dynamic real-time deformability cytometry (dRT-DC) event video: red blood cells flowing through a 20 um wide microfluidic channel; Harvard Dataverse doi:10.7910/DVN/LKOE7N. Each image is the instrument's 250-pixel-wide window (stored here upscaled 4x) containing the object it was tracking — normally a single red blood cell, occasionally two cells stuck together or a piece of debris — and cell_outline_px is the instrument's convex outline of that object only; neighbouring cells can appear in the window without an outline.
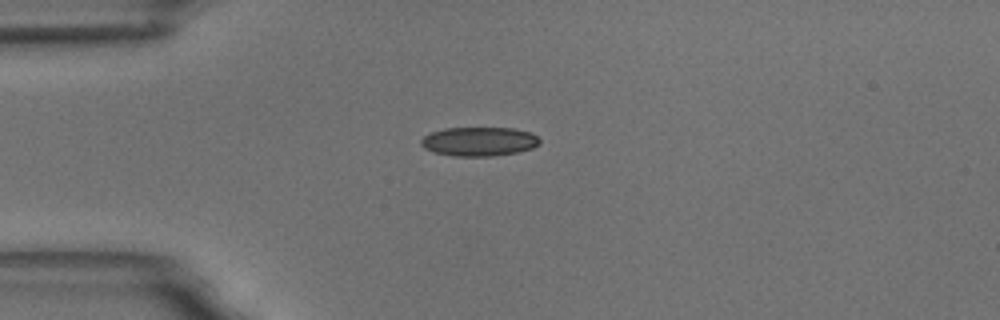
{"species": "common noctule bat (a hibernating species)", "species_latin": "Nyctalus noctula", "temperature_condition": "room temperature", "stored_images_in_passage": 44, "camera_frame_rate_fps": 3000, "um_per_image_px": 0.085, "animal": {"sex": "male", "body_mass_g": 18.8}, "frame": {"image": 1, "passage_image": 1, "time_ms": 0.0, "image_size_px": [1000, 320], "cell_outline_px": [[540, 144], [532, 148], [516, 152], [492, 156], [452, 156], [432, 152], [424, 148], [420, 144], [420, 140], [424, 136], [432, 132], [444, 128], [516, 128], [528, 132], [536, 136], [540, 140]], "centroid_in_image_um": [40.69, 12.03], "position_along_channel_um": 44.3, "area_um2": 20.11}}
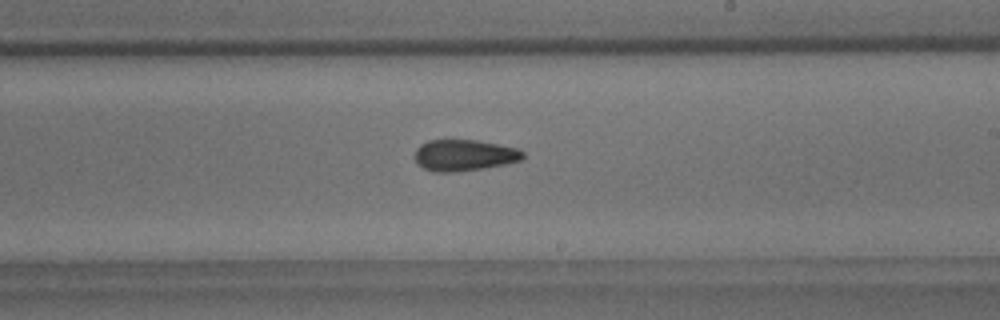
{"frame": {"image": 2, "passage_image": 20, "time_ms": 6.333, "image_size_px": [1000, 320], "cell_outline_px": [[524, 156], [520, 160], [504, 164], [484, 168], [456, 172], [432, 172], [424, 168], [416, 160], [416, 148], [420, 144], [428, 140], [480, 140], [516, 148], [524, 152]], "centroid_in_image_um": [39.45, 13.19], "position_along_channel_um": 249.5, "area_um2": 19.65}}
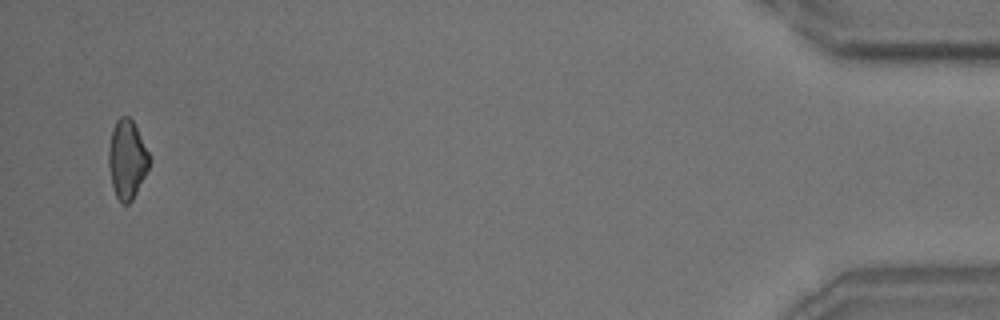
{"frame": {"image": 3, "passage_image": 42, "time_ms": 13.667, "image_size_px": [1000, 320], "cell_outline_px": [[152, 160], [132, 200], [128, 204], [120, 204], [116, 196], [112, 184], [108, 164], [108, 152], [112, 128], [116, 120], [120, 116], [128, 116], [132, 120]], "centroid_in_image_um": [10.78, 13.55], "position_along_channel_um": 424.4, "area_um2": 18.55}, "authors_computed_cell_mechanics": {"area_um2": 19.652, "velocity_mm_per_s": 3.5287, "shape_relaxation_time_tau1_ms": 6.7352, "shape_relaxation_time_tau2_ms": 4.9621, "deformation_change_tau1": 0.1124, "deformation_change_tau2": 0.1188}}